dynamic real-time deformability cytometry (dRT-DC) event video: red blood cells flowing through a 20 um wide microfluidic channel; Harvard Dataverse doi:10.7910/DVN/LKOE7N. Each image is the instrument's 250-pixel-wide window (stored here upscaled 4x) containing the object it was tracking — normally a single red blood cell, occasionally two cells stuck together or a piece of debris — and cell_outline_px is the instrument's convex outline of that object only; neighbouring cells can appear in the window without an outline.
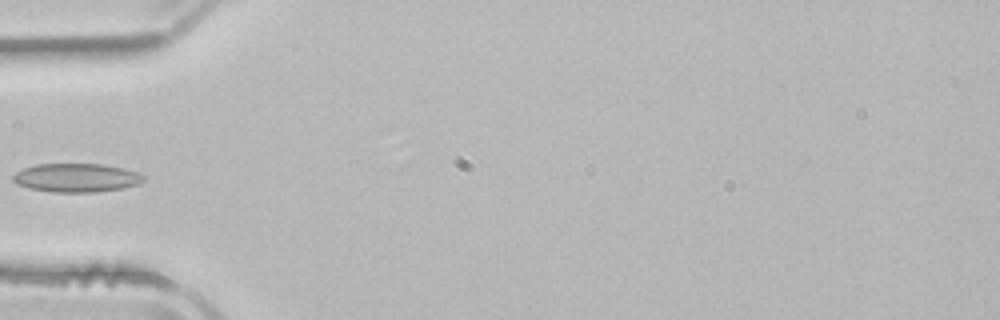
{"species": "common noctule bat (a hibernating species)", "species_latin": "Nyctalus noctula", "temperature_condition": "room temperature", "stored_images_in_passage": 34, "camera_frame_rate_fps": 3000, "um_per_image_px": 0.085, "animal": {"sex": "male", "body_mass_g": 21.5, "forearm_length_mm": 52.0}, "frame": {"image": 1, "passage_image": 1, "time_ms": 0.0, "image_size_px": [1000, 320], "cell_outline_px": [[144, 180], [140, 184], [124, 188], [96, 192], [52, 192], [28, 188], [16, 184], [12, 180], [12, 176], [16, 172], [24, 168], [36, 164], [104, 164], [124, 168], [136, 172], [144, 176]], "centroid_in_image_um": [6.49, 15.11], "position_along_channel_um": 78.5, "area_um2": 21.96}}